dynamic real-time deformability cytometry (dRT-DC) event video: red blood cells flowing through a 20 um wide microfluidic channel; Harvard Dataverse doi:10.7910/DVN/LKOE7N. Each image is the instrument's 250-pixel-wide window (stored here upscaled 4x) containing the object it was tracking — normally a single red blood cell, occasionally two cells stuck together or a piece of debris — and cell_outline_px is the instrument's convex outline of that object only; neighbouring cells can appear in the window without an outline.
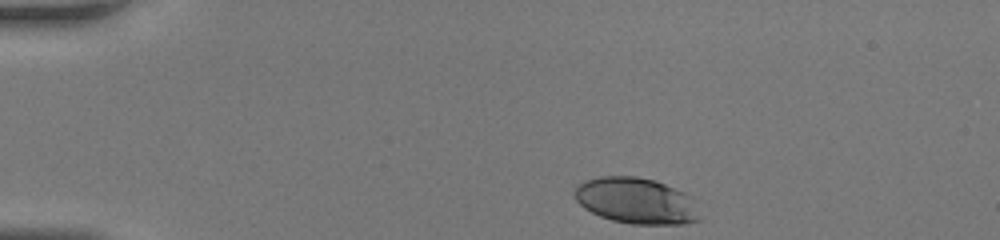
{"species": "human", "species_latin": "Homo sapiens", "temperature_condition": "room temperature", "stored_images_in_passage": 31, "camera_frame_rate_fps": 3000, "um_per_image_px": 0.085, "donor": {"sex": "female"}, "frame": {"image": 1, "passage_image": 1, "time_ms": 0.0, "image_size_px": [1000, 240], "cell_outline_px": [[700, 220], [680, 224], [632, 224], [612, 220], [600, 216], [584, 208], [576, 200], [572, 192], [584, 180], [600, 176], [636, 176], [656, 180], [684, 192], [688, 196]], "centroid_in_image_um": [54.0, 17.05], "position_along_channel_um": 31.0, "area_um2": 33.23}}
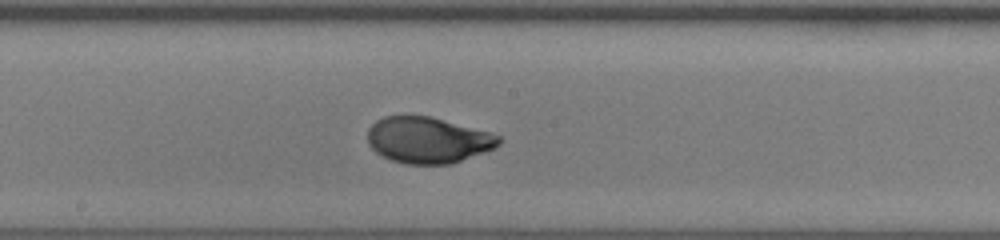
{"frame": {"image": 2, "passage_image": 18, "time_ms": 5.667, "image_size_px": [1000, 240], "cell_outline_px": [[504, 140], [496, 148], [452, 164], [404, 164], [392, 160], [376, 152], [368, 144], [368, 128], [376, 120], [384, 116], [428, 116], [492, 132], [500, 136]], "centroid_in_image_um": [36.41, 11.91], "position_along_channel_um": 211.8, "area_um2": 35.49}}
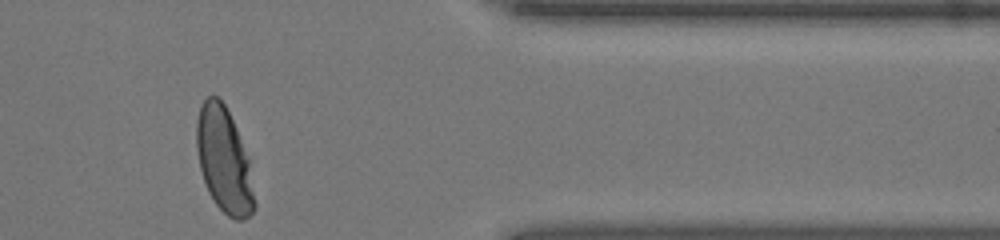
{"frame": {"image": 3, "passage_image": 31, "time_ms": 10.0, "image_size_px": [1000, 240], "cell_outline_px": [[256, 208], [244, 220], [236, 220], [228, 216], [216, 204], [208, 192], [200, 168], [196, 148], [196, 120], [200, 104], [208, 96], [216, 96], [224, 104], [236, 128], [248, 160], [256, 204]], "centroid_in_image_um": [19.02, 13.63], "position_along_channel_um": 392.4, "area_um2": 35.08}}